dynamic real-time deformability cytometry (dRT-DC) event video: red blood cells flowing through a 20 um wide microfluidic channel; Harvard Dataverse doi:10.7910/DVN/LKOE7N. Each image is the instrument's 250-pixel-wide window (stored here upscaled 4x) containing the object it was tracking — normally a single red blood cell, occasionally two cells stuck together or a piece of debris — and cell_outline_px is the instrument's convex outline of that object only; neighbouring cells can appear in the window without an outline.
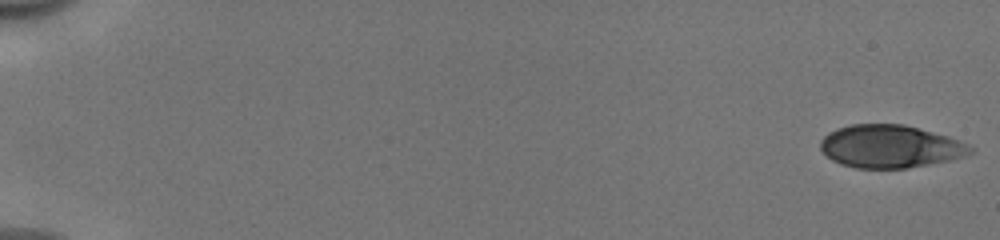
{"species": "human", "species_latin": "Homo sapiens", "temperature_condition": "cold", "stored_images_in_passage": 25, "camera_frame_rate_fps": 3000, "um_per_image_px": 0.085, "donor": {"sex": "male"}, "frame": {"image": 1, "passage_image": 1, "time_ms": 0.0, "image_size_px": [1000, 240], "cell_outline_px": [[976, 148], [972, 152], [964, 156], [948, 160], [928, 164], [904, 168], [856, 168], [840, 164], [832, 160], [820, 148], [820, 140], [828, 132], [836, 128], [852, 124], [904, 124], [948, 136]], "centroid_in_image_um": [75.64, 12.44], "position_along_channel_um": 9.4, "area_um2": 37.28}}
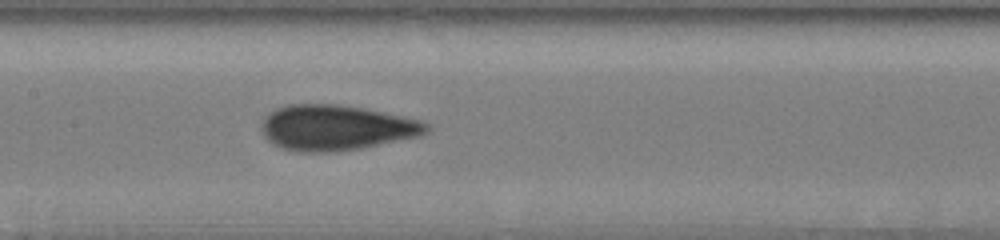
{"frame": {"image": 2, "passage_image": 15, "time_ms": 4.667, "image_size_px": [1000, 240], "cell_outline_px": [[432, 128], [428, 132], [420, 136], [360, 148], [336, 152], [300, 152], [284, 148], [272, 144], [264, 136], [260, 128], [260, 124], [264, 116], [276, 108], [288, 104], [340, 104], [420, 120], [428, 124]], "centroid_in_image_um": [28.53, 10.85], "position_along_channel_um": 178.9, "area_um2": 43.64}}
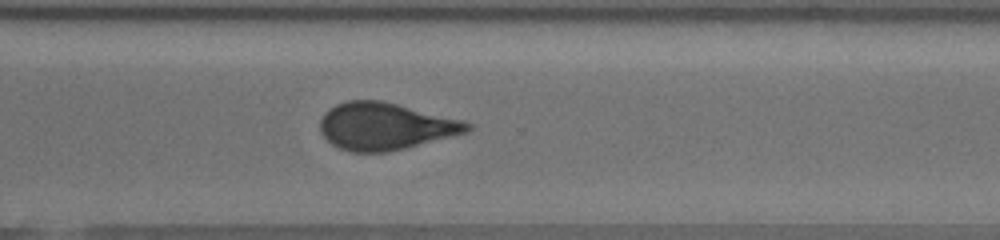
{"frame": {"image": 3, "passage_image": 25, "time_ms": 8.0, "image_size_px": [1000, 240], "cell_outline_px": [[472, 128], [468, 132], [388, 152], [352, 152], [340, 148], [332, 144], [320, 132], [320, 120], [324, 112], [328, 108], [336, 104], [348, 100], [380, 100], [464, 120], [472, 124]], "centroid_in_image_um": [32.73, 10.72], "position_along_channel_um": 337.9, "area_um2": 40.34}}